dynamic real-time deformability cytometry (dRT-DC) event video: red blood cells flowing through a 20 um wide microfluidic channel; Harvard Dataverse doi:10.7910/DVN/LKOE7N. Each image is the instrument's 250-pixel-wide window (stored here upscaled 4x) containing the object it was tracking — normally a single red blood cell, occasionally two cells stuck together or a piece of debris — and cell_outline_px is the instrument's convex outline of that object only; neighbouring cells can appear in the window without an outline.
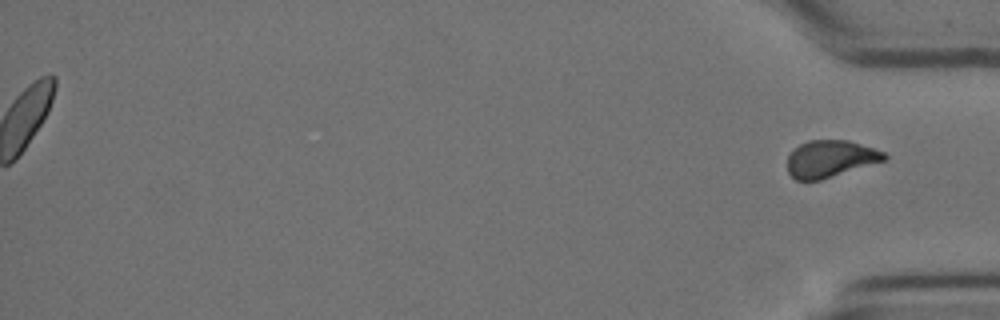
{"species": "Egyptian fruit bat (a non-hibernating species)", "species_latin": "Rousettus aegyptiacus", "temperature_condition": "cold", "stored_images_in_passage": 51, "segment_of_instrument_passage": [2, 2], "camera_frame_rate_fps": 3000, "um_per_image_px": 0.085, "animal": {"sex": "female"}, "frame": {"image": 1, "passage_image": 51, "time_ms": 16.667, "image_size_px": [1000, 320], "cell_outline_px": [[888, 156], [884, 160], [820, 180], [796, 180], [788, 172], [788, 156], [800, 144], [808, 140], [848, 140], [884, 152]], "centroid_in_image_um": [70.55, 13.49], "position_along_channel_um": 364.6, "area_um2": 20.46}}